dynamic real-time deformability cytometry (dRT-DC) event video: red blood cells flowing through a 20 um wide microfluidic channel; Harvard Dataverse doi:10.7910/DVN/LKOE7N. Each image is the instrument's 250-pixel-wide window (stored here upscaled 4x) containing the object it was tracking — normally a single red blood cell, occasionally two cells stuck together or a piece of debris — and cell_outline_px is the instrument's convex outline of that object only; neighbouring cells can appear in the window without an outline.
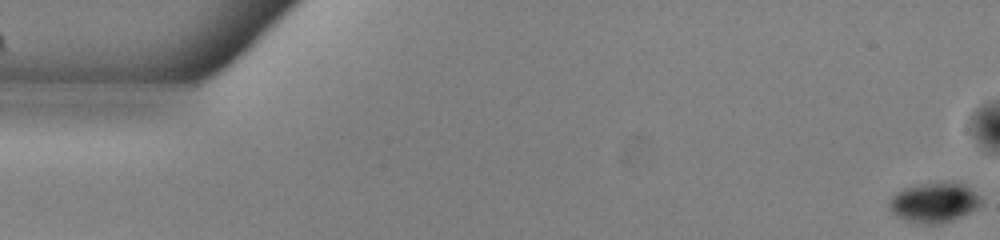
{"species": "common noctule bat (a hibernating species)", "species_latin": "Nyctalus noctula", "temperature_condition": "warm", "stored_images_in_passage": 44, "camera_frame_rate_fps": 3000, "um_per_image_px": 0.085, "animal": {"sex": "male", "body_mass_g": 13.0, "forearm_length_mm": 53.1}, "frame": {"image": 1, "passage_image": 1, "time_ms": 0.0, "image_size_px": [1000, 240], "cell_outline_px": [[980, 204], [976, 208], [952, 220], [940, 224], [916, 224], [904, 220], [896, 216], [888, 208], [888, 200], [896, 192], [904, 188], [916, 184], [940, 180], [952, 180], [964, 184], [972, 188], [980, 196]], "centroid_in_image_um": [79.37, 17.17], "position_along_channel_um": 5.6, "area_um2": 22.02}}
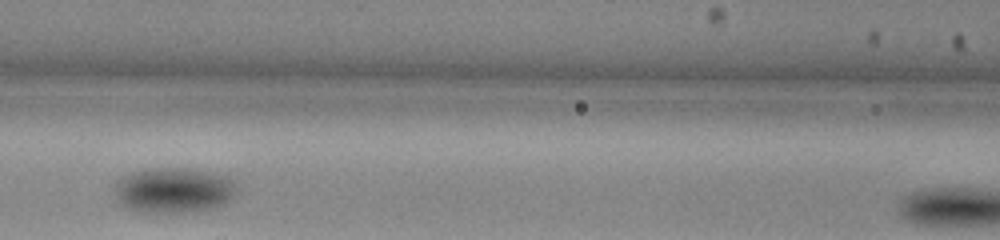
{"frame": {"image": 2, "passage_image": 24, "time_ms": 7.667, "image_size_px": [1000, 240], "cell_outline_px": [[232, 192], [220, 204], [208, 208], [176, 212], [144, 212], [128, 208], [120, 204], [116, 196], [116, 180], [120, 176], [144, 168], [184, 168], [208, 172], [220, 176], [228, 180], [232, 184]], "centroid_in_image_um": [14.56, 16.14], "position_along_channel_um": 152.0, "area_um2": 30.92}}
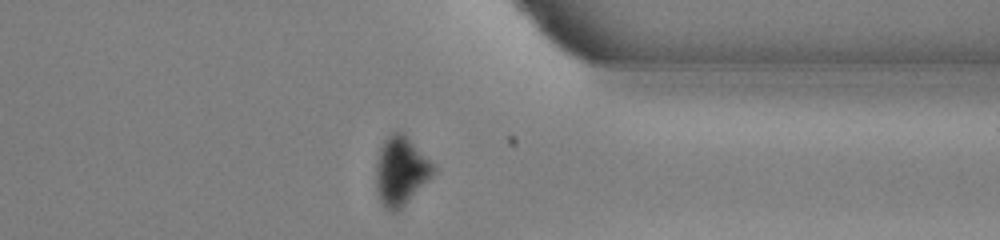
{"frame": {"image": 3, "passage_image": 42, "time_ms": 13.667, "image_size_px": [1000, 240], "cell_outline_px": [[436, 172], [396, 212], [392, 212], [384, 208], [376, 192], [376, 160], [380, 148], [384, 140], [392, 132], [404, 132], [436, 168]], "centroid_in_image_um": [34.04, 14.52], "position_along_channel_um": 377.4, "area_um2": 22.72}}